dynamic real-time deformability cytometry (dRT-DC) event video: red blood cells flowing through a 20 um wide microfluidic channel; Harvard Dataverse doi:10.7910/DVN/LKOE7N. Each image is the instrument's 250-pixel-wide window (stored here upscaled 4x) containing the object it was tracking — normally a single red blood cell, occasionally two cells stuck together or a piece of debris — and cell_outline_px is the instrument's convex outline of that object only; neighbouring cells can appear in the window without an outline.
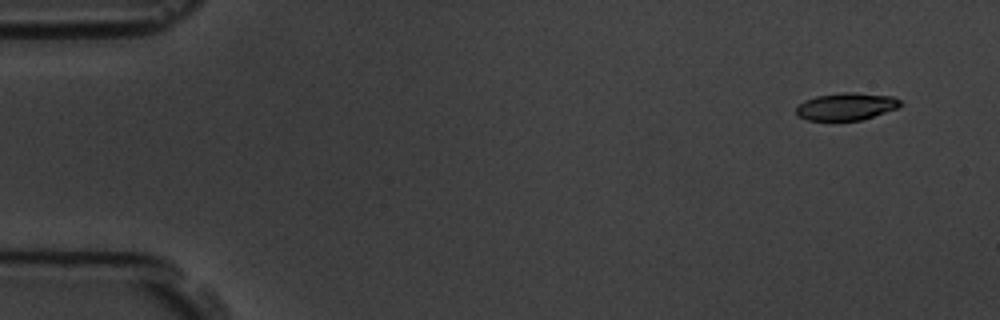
{"species": "common noctule bat (a hibernating species)", "species_latin": "Nyctalus noctula", "temperature_condition": "room temperature", "stored_images_in_passage": 5, "camera_frame_rate_fps": 3000, "um_per_image_px": 0.085, "animal": {"sex": "male", "body_mass_g": 19.5, "forearm_length_mm": 54.6}, "frame": {"image": 1, "passage_image": 1, "time_ms": 0.0, "image_size_px": [1000, 320], "cell_outline_px": [[904, 104], [896, 108], [860, 120], [808, 120], [796, 116], [796, 108], [804, 100], [816, 96], [844, 92], [852, 92], [892, 96], [900, 100]], "centroid_in_image_um": [71.91, 9.04], "position_along_channel_um": 13.1, "area_um2": 16.47}}
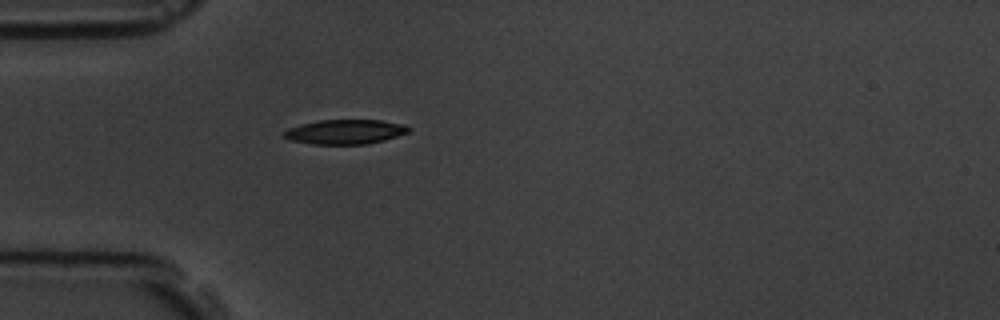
{"frame": {"image": 2, "passage_image": 5, "time_ms": 4.333, "image_size_px": [1000, 320], "cell_outline_px": [[412, 128], [408, 132], [384, 140], [368, 144], [312, 144], [288, 140], [284, 136], [284, 132], [288, 128], [300, 124], [320, 120], [380, 120], [404, 124]], "centroid_in_image_um": [29.33, 11.2], "position_along_channel_um": 55.7, "area_um2": 17.86}}